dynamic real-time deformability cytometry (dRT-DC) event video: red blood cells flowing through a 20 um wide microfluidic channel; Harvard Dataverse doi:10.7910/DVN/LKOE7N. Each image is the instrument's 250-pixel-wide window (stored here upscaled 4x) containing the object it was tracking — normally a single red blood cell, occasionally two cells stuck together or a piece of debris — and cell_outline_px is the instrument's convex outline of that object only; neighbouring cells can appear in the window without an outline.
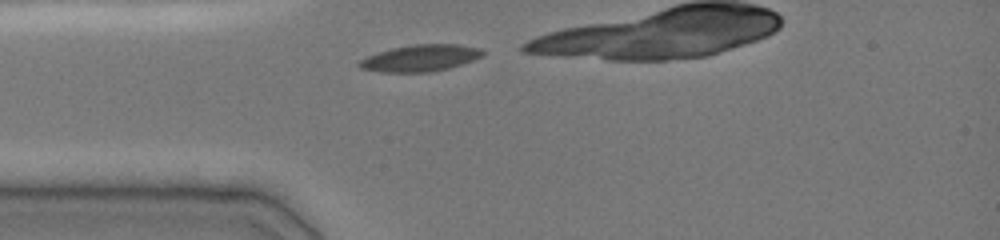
{"species": "common noctule bat (a hibernating species)", "species_latin": "Nyctalus noctula", "temperature_condition": "cold", "stored_images_in_passage": 6, "camera_frame_rate_fps": 3000, "um_per_image_px": 0.085, "animal": {"sex": "female", "body_mass_g": 19.0, "forearm_length_mm": 51.5}, "frame": {"image": 1, "passage_image": 1, "time_ms": 0.0, "image_size_px": [1000, 240], "cell_outline_px": [[484, 56], [448, 68], [428, 72], [380, 72], [360, 68], [356, 64], [360, 60], [368, 56], [392, 48], [412, 44], [456, 44], [480, 48], [484, 52]], "centroid_in_image_um": [35.72, 4.93], "position_along_channel_um": 49.3, "area_um2": 19.02}}